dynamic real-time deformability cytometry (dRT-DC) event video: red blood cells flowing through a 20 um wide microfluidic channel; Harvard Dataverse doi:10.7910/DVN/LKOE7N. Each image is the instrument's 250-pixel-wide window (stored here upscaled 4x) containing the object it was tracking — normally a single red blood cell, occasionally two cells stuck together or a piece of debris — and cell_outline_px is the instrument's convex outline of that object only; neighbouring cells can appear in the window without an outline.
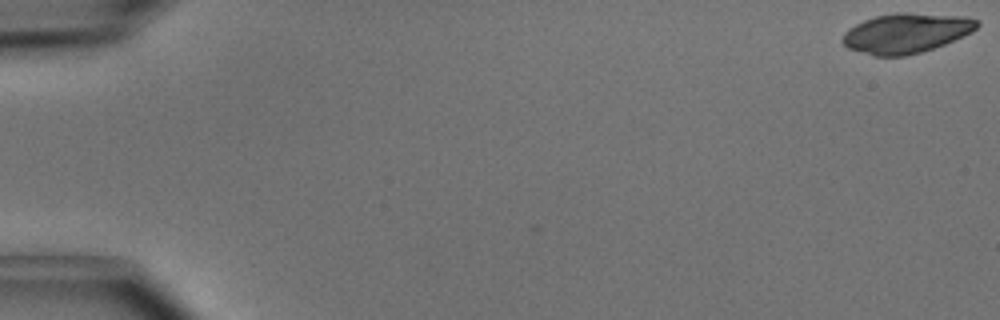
{"species": "common noctule bat (a hibernating species)", "species_latin": "Nyctalus noctula", "temperature_condition": "cold", "stored_images_in_passage": 3, "camera_frame_rate_fps": 3000, "um_per_image_px": 0.085, "animal": {"sex": "male", "body_mass_g": 15.6}, "frame": {"image": 1, "passage_image": 1, "time_ms": 0.0, "image_size_px": [1000, 320], "cell_outline_px": [[980, 24], [972, 32], [944, 44], [920, 52], [904, 56], [876, 56], [848, 48], [840, 40], [844, 32], [848, 28], [864, 20], [876, 16], [896, 12], [908, 12], [960, 16], [980, 20]], "centroid_in_image_um": [77.01, 2.8], "position_along_channel_um": 8.0, "area_um2": 31.1}}